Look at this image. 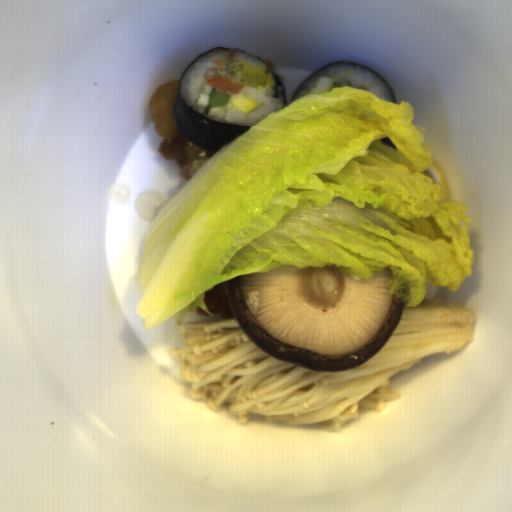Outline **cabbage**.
<instances>
[{
    "label": "cabbage",
    "mask_w": 512,
    "mask_h": 512,
    "mask_svg": "<svg viewBox=\"0 0 512 512\" xmlns=\"http://www.w3.org/2000/svg\"><path fill=\"white\" fill-rule=\"evenodd\" d=\"M414 124L409 101L365 89L321 91L276 110L203 164L154 216L134 277L143 329L183 325L205 291L283 266L388 268L405 307L427 284L472 276L469 207Z\"/></svg>",
    "instance_id": "obj_1"
}]
</instances>
